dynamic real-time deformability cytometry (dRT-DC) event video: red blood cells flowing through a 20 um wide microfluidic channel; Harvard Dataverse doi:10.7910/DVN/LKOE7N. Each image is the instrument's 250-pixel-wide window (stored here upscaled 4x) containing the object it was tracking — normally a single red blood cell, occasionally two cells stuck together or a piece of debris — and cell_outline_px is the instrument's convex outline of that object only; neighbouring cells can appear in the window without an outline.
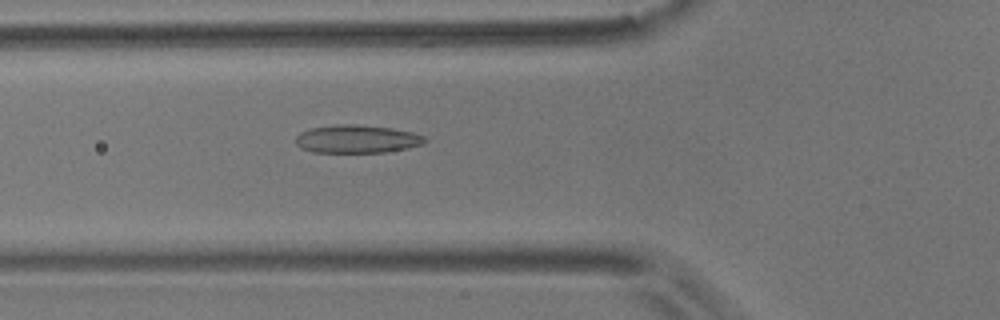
{"species": "common noctule bat (a hibernating species)", "species_latin": "Nyctalus noctula", "temperature_condition": "room temperature", "stored_images_in_passage": 56, "camera_frame_rate_fps": 3000, "um_per_image_px": 0.085, "animal": {"sex": "male", "body_mass_g": 17.9}, "frame": {"image": 1, "passage_image": 20, "time_ms": 6.333, "image_size_px": [1000, 320], "cell_outline_px": [[428, 140], [424, 144], [408, 148], [384, 152], [312, 152], [300, 148], [296, 144], [296, 136], [300, 132], [312, 128], [336, 124], [356, 124], [392, 128], [412, 132], [424, 136]], "centroid_in_image_um": [30.35, 11.81], "position_along_channel_um": 95.5, "area_um2": 21.21}}
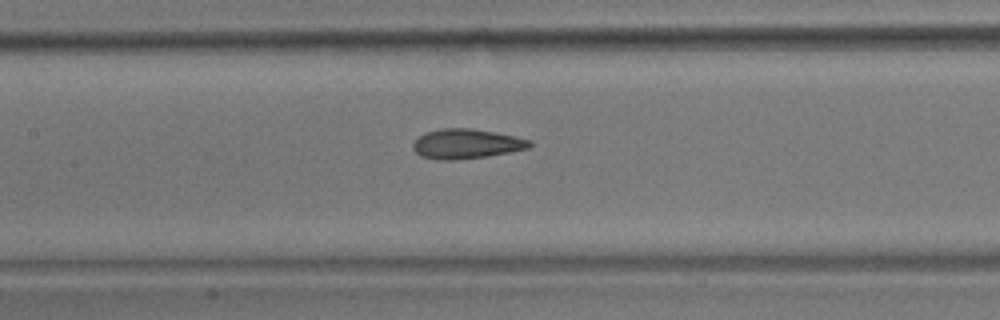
{"frame": {"image": 2, "passage_image": 26, "time_ms": 8.333, "image_size_px": [1000, 320], "cell_outline_px": [[532, 144], [528, 148], [488, 156], [456, 160], [436, 160], [420, 156], [412, 148], [412, 144], [424, 132], [444, 128], [472, 128], [496, 132], [532, 140]], "centroid_in_image_um": [39.62, 12.23], "position_along_channel_um": 167.8, "area_um2": 20.29}}
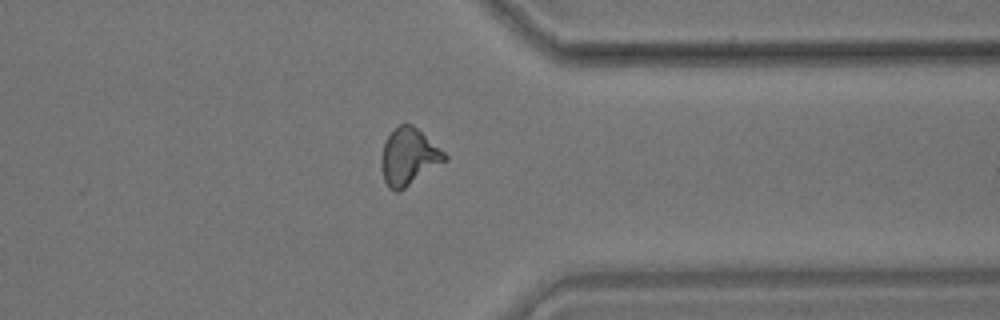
{"frame": {"image": 3, "passage_image": 44, "time_ms": 14.333, "image_size_px": [1000, 320], "cell_outline_px": [[448, 160], [400, 192], [396, 192], [388, 188], [384, 180], [380, 164], [380, 156], [384, 144], [388, 136], [400, 124], [412, 124], [444, 152], [448, 156]], "centroid_in_image_um": [34.73, 13.37], "position_along_channel_um": 376.7, "area_um2": 21.1}, "authors_computed_cell_mechanics": {"area_um2": 20.3745, "velocity_mm_per_s": 3.5722, "shape_relaxation_time_tau1_ms": 6.8523, "shape_relaxation_time_tau2_ms": 1.4728, "deformation_change_tau1": 0.1929, "deformation_change_tau2": 0.0818}}